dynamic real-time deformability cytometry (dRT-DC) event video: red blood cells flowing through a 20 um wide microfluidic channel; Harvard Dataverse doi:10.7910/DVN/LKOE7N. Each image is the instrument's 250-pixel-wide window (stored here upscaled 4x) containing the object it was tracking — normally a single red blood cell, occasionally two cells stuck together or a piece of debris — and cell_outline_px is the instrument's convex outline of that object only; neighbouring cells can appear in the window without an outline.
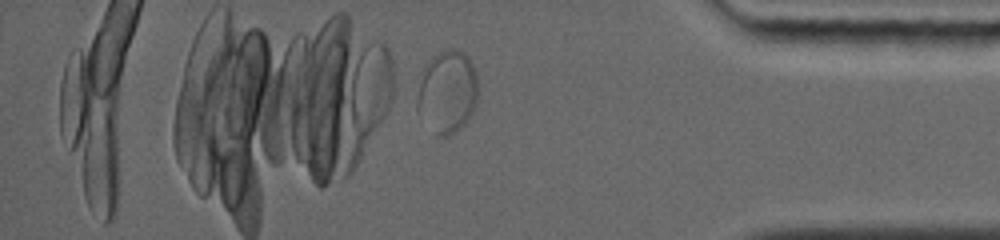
{"species": "common noctule bat (a hibernating species)", "species_latin": "Nyctalus noctula", "temperature_condition": "warm", "stored_images_in_passage": 20, "camera_frame_rate_fps": 5000, "um_per_image_px": 0.085, "animal": {"sex": "female", "body_mass_g": 19.0, "forearm_length_mm": 56.7}, "frame": {"image": 1, "passage_image": 20, "time_ms": 8.4, "image_size_px": [1000, 240], "cell_outline_px": [[476, 104], [468, 120], [464, 124], [448, 136], [436, 136], [416, 112], [416, 100], [420, 84], [424, 72], [432, 56], [448, 48], [452, 48], [464, 52], [468, 56], [472, 64], [476, 76]], "centroid_in_image_um": [38.01, 7.83], "position_along_channel_um": 397.2, "area_um2": 29.07}}